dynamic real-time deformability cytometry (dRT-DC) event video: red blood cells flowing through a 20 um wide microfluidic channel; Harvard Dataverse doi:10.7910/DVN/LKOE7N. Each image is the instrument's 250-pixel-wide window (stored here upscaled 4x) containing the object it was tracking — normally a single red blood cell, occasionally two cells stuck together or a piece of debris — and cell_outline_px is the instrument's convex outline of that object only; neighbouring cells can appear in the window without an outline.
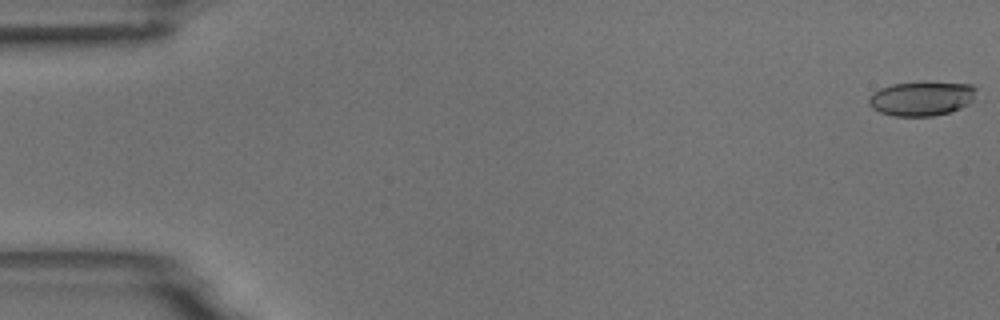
{"species": "common noctule bat (a hibernating species)", "species_latin": "Nyctalus noctula", "temperature_condition": "room temperature", "stored_images_in_passage": 9, "camera_frame_rate_fps": 3000, "um_per_image_px": 0.085, "animal": {"sex": "male", "body_mass_g": 18.8}, "frame": {"image": 1, "passage_image": 1, "time_ms": 0.0, "image_size_px": [1000, 320], "cell_outline_px": [[976, 88], [972, 100], [968, 104], [960, 108], [948, 112], [932, 116], [892, 116], [880, 112], [872, 108], [868, 104], [868, 96], [872, 92], [880, 88], [892, 84], [924, 80], [972, 84]], "centroid_in_image_um": [78.3, 8.34], "position_along_channel_um": 6.7, "area_um2": 22.08}}
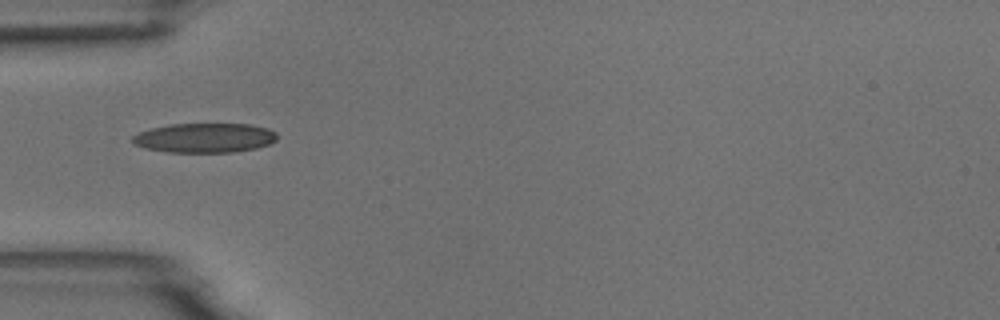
{"frame": {"image": 2, "passage_image": 6, "time_ms": 1.667, "image_size_px": [1000, 320], "cell_outline_px": [[276, 140], [268, 144], [256, 148], [232, 152], [168, 152], [144, 148], [136, 144], [132, 140], [132, 136], [140, 132], [152, 128], [168, 124], [248, 124], [268, 128], [276, 132]], "centroid_in_image_um": [17.39, 11.71], "position_along_channel_um": 67.6, "area_um2": 24.74}}